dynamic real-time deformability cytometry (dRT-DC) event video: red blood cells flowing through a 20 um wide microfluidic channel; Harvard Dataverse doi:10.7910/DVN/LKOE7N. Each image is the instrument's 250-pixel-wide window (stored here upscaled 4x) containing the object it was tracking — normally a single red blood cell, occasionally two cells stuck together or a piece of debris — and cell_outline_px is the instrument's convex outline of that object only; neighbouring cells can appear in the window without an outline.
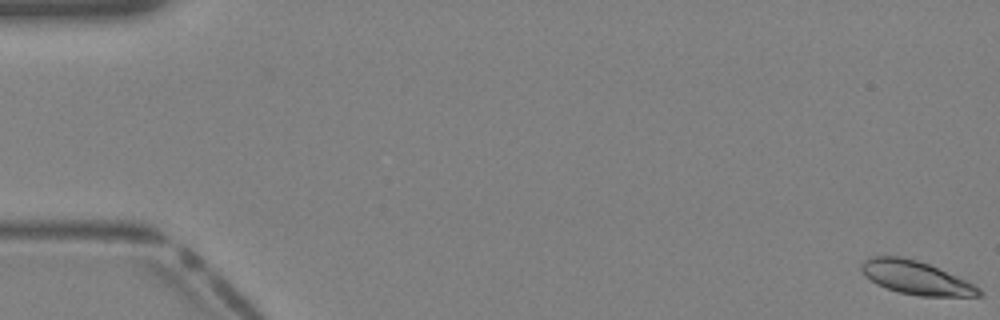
{"species": "Egyptian fruit bat (a non-hibernating species)", "species_latin": "Rousettus aegyptiacus", "temperature_condition": "warm", "stored_images_in_passage": 41, "camera_frame_rate_fps": 3000, "um_per_image_px": 0.085, "animal": {"sex": "female"}, "frame": {"image": 1, "passage_image": 1, "time_ms": 0.0, "image_size_px": [1000, 320], "cell_outline_px": [[984, 292], [980, 296], [920, 296], [900, 292], [876, 284], [864, 276], [860, 268], [860, 264], [864, 260], [872, 256], [900, 256], [916, 260], [928, 264], [956, 276], [980, 288]], "centroid_in_image_um": [77.81, 23.6], "position_along_channel_um": 7.2, "area_um2": 22.66}}
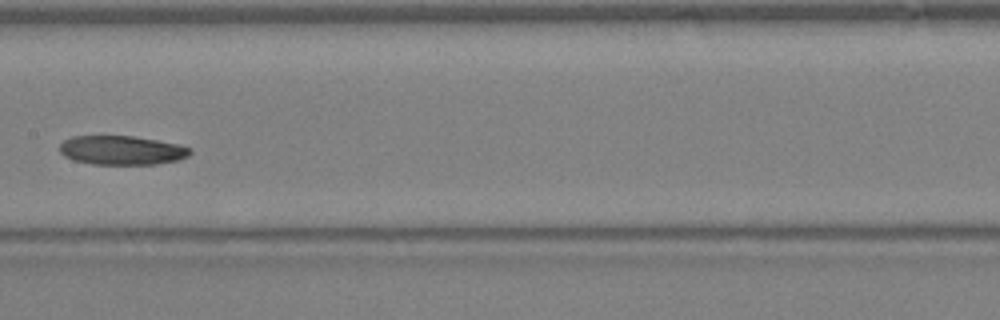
{"frame": {"image": 2, "passage_image": 22, "time_ms": 7.0, "image_size_px": [1000, 320], "cell_outline_px": [[192, 152], [188, 156], [180, 160], [156, 164], [92, 164], [72, 160], [64, 156], [60, 152], [60, 144], [64, 140], [72, 136], [132, 136], [156, 140], [176, 144], [192, 148]], "centroid_in_image_um": [10.34, 12.78], "position_along_channel_um": 197.1, "area_um2": 22.14}}
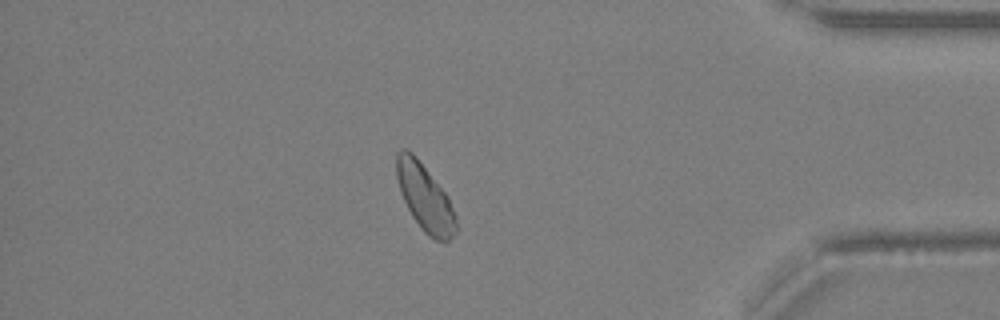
{"frame": {"image": 3, "passage_image": 36, "time_ms": 11.667, "image_size_px": [1000, 320], "cell_outline_px": [[456, 232], [448, 244], [444, 244], [428, 236], [420, 228], [412, 216], [400, 192], [396, 176], [396, 152], [400, 148], [404, 148], [412, 152], [416, 156], [448, 196], [456, 216]], "centroid_in_image_um": [36.12, 16.82], "position_along_channel_um": 399.1, "area_um2": 23.47}}